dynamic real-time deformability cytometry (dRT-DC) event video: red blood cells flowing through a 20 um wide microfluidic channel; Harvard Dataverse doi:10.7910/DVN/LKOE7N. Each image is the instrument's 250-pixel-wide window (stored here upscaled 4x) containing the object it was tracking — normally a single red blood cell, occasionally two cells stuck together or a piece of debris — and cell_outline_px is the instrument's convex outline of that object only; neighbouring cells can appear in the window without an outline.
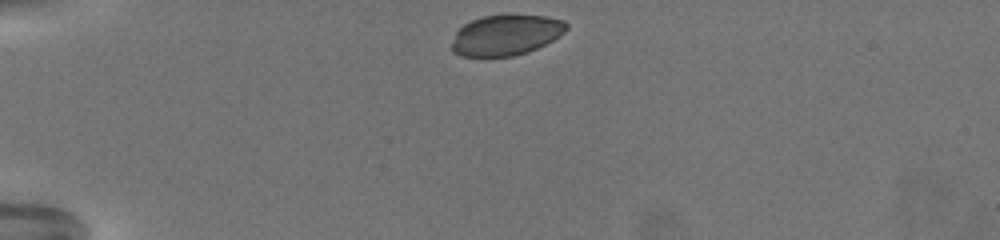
{"species": "common noctule bat (a hibernating species)", "species_latin": "Nyctalus noctula", "temperature_condition": "warm", "stored_images_in_passage": 40, "camera_frame_rate_fps": 3000, "um_per_image_px": 0.085, "animal": {"sex": "female", "body_mass_g": 19.5, "forearm_length_mm": 54.1}, "frame": {"image": 1, "passage_image": 1, "time_ms": 0.0, "image_size_px": [1000, 240], "cell_outline_px": [[568, 28], [560, 36], [528, 52], [512, 56], [460, 56], [452, 52], [452, 44], [456, 32], [464, 24], [472, 20], [484, 16], [548, 16], [564, 20], [568, 24]], "centroid_in_image_um": [43.01, 2.99], "position_along_channel_um": 42.0, "area_um2": 26.76}}